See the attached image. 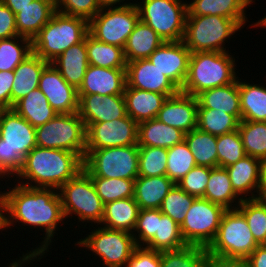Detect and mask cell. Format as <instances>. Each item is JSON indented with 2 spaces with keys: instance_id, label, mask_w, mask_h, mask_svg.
Returning <instances> with one entry per match:
<instances>
[{
  "instance_id": "obj_1",
  "label": "cell",
  "mask_w": 266,
  "mask_h": 267,
  "mask_svg": "<svg viewBox=\"0 0 266 267\" xmlns=\"http://www.w3.org/2000/svg\"><path fill=\"white\" fill-rule=\"evenodd\" d=\"M14 185L9 191L2 192V229L11 228L14 223L20 222L22 226L24 224L45 231L44 241L39 243V247L23 254L19 260L16 259L12 263V267H23L33 263L37 257V261L42 259L49 251L48 247L53 242L56 229L59 223L65 220V216L57 189Z\"/></svg>"
},
{
  "instance_id": "obj_2",
  "label": "cell",
  "mask_w": 266,
  "mask_h": 267,
  "mask_svg": "<svg viewBox=\"0 0 266 267\" xmlns=\"http://www.w3.org/2000/svg\"><path fill=\"white\" fill-rule=\"evenodd\" d=\"M83 160L79 154L67 150L36 146L24 157L23 165L16 175L19 178L17 183L58 190L83 169ZM21 179L27 181L20 182Z\"/></svg>"
},
{
  "instance_id": "obj_3",
  "label": "cell",
  "mask_w": 266,
  "mask_h": 267,
  "mask_svg": "<svg viewBox=\"0 0 266 267\" xmlns=\"http://www.w3.org/2000/svg\"><path fill=\"white\" fill-rule=\"evenodd\" d=\"M230 54L228 51L191 53L188 74L180 91L196 97L203 91L235 82L236 63Z\"/></svg>"
},
{
  "instance_id": "obj_4",
  "label": "cell",
  "mask_w": 266,
  "mask_h": 267,
  "mask_svg": "<svg viewBox=\"0 0 266 267\" xmlns=\"http://www.w3.org/2000/svg\"><path fill=\"white\" fill-rule=\"evenodd\" d=\"M87 34V19L56 12L32 39V53L51 63L69 47L82 42Z\"/></svg>"
},
{
  "instance_id": "obj_5",
  "label": "cell",
  "mask_w": 266,
  "mask_h": 267,
  "mask_svg": "<svg viewBox=\"0 0 266 267\" xmlns=\"http://www.w3.org/2000/svg\"><path fill=\"white\" fill-rule=\"evenodd\" d=\"M241 28L235 20L222 16H187L182 41L191 53L227 52L226 39Z\"/></svg>"
},
{
  "instance_id": "obj_6",
  "label": "cell",
  "mask_w": 266,
  "mask_h": 267,
  "mask_svg": "<svg viewBox=\"0 0 266 267\" xmlns=\"http://www.w3.org/2000/svg\"><path fill=\"white\" fill-rule=\"evenodd\" d=\"M65 219L74 214L78 222H90L100 225L104 203L99 197L91 177L82 169L59 189Z\"/></svg>"
},
{
  "instance_id": "obj_7",
  "label": "cell",
  "mask_w": 266,
  "mask_h": 267,
  "mask_svg": "<svg viewBox=\"0 0 266 267\" xmlns=\"http://www.w3.org/2000/svg\"><path fill=\"white\" fill-rule=\"evenodd\" d=\"M83 170L89 176L135 180L138 176V145L85 150Z\"/></svg>"
},
{
  "instance_id": "obj_8",
  "label": "cell",
  "mask_w": 266,
  "mask_h": 267,
  "mask_svg": "<svg viewBox=\"0 0 266 267\" xmlns=\"http://www.w3.org/2000/svg\"><path fill=\"white\" fill-rule=\"evenodd\" d=\"M86 126L78 112L57 114L36 127V144L42 148L61 149L85 158Z\"/></svg>"
},
{
  "instance_id": "obj_9",
  "label": "cell",
  "mask_w": 266,
  "mask_h": 267,
  "mask_svg": "<svg viewBox=\"0 0 266 267\" xmlns=\"http://www.w3.org/2000/svg\"><path fill=\"white\" fill-rule=\"evenodd\" d=\"M187 4L181 0H142L136 6L139 19L151 27L164 42H177L184 37Z\"/></svg>"
},
{
  "instance_id": "obj_10",
  "label": "cell",
  "mask_w": 266,
  "mask_h": 267,
  "mask_svg": "<svg viewBox=\"0 0 266 267\" xmlns=\"http://www.w3.org/2000/svg\"><path fill=\"white\" fill-rule=\"evenodd\" d=\"M244 215L236 209H227L217 234L207 252L225 257L246 259L258 246Z\"/></svg>"
},
{
  "instance_id": "obj_11",
  "label": "cell",
  "mask_w": 266,
  "mask_h": 267,
  "mask_svg": "<svg viewBox=\"0 0 266 267\" xmlns=\"http://www.w3.org/2000/svg\"><path fill=\"white\" fill-rule=\"evenodd\" d=\"M225 211L219 204L202 197L195 198L180 226L185 243L207 248L217 234Z\"/></svg>"
},
{
  "instance_id": "obj_12",
  "label": "cell",
  "mask_w": 266,
  "mask_h": 267,
  "mask_svg": "<svg viewBox=\"0 0 266 267\" xmlns=\"http://www.w3.org/2000/svg\"><path fill=\"white\" fill-rule=\"evenodd\" d=\"M139 20L136 5L102 8L88 21V33L98 41L124 49L130 33Z\"/></svg>"
},
{
  "instance_id": "obj_13",
  "label": "cell",
  "mask_w": 266,
  "mask_h": 267,
  "mask_svg": "<svg viewBox=\"0 0 266 267\" xmlns=\"http://www.w3.org/2000/svg\"><path fill=\"white\" fill-rule=\"evenodd\" d=\"M89 233L77 242L79 247L91 250L106 267H126L137 247L132 233L107 229L101 225Z\"/></svg>"
},
{
  "instance_id": "obj_14",
  "label": "cell",
  "mask_w": 266,
  "mask_h": 267,
  "mask_svg": "<svg viewBox=\"0 0 266 267\" xmlns=\"http://www.w3.org/2000/svg\"><path fill=\"white\" fill-rule=\"evenodd\" d=\"M0 138L9 148V175L13 178L24 157L37 146L36 128L13 109H0Z\"/></svg>"
},
{
  "instance_id": "obj_15",
  "label": "cell",
  "mask_w": 266,
  "mask_h": 267,
  "mask_svg": "<svg viewBox=\"0 0 266 267\" xmlns=\"http://www.w3.org/2000/svg\"><path fill=\"white\" fill-rule=\"evenodd\" d=\"M86 149L137 145L138 123L128 115L110 122L91 123L86 128Z\"/></svg>"
},
{
  "instance_id": "obj_16",
  "label": "cell",
  "mask_w": 266,
  "mask_h": 267,
  "mask_svg": "<svg viewBox=\"0 0 266 267\" xmlns=\"http://www.w3.org/2000/svg\"><path fill=\"white\" fill-rule=\"evenodd\" d=\"M38 88L57 114L78 112V90L67 83L51 63L42 71Z\"/></svg>"
},
{
  "instance_id": "obj_17",
  "label": "cell",
  "mask_w": 266,
  "mask_h": 267,
  "mask_svg": "<svg viewBox=\"0 0 266 267\" xmlns=\"http://www.w3.org/2000/svg\"><path fill=\"white\" fill-rule=\"evenodd\" d=\"M78 113L86 128L91 123L110 122L127 116L124 95L78 94Z\"/></svg>"
},
{
  "instance_id": "obj_18",
  "label": "cell",
  "mask_w": 266,
  "mask_h": 267,
  "mask_svg": "<svg viewBox=\"0 0 266 267\" xmlns=\"http://www.w3.org/2000/svg\"><path fill=\"white\" fill-rule=\"evenodd\" d=\"M126 86L164 94L168 97L180 91L149 59L127 62Z\"/></svg>"
},
{
  "instance_id": "obj_19",
  "label": "cell",
  "mask_w": 266,
  "mask_h": 267,
  "mask_svg": "<svg viewBox=\"0 0 266 267\" xmlns=\"http://www.w3.org/2000/svg\"><path fill=\"white\" fill-rule=\"evenodd\" d=\"M190 55L183 41L164 42L148 59L181 90L188 74Z\"/></svg>"
},
{
  "instance_id": "obj_20",
  "label": "cell",
  "mask_w": 266,
  "mask_h": 267,
  "mask_svg": "<svg viewBox=\"0 0 266 267\" xmlns=\"http://www.w3.org/2000/svg\"><path fill=\"white\" fill-rule=\"evenodd\" d=\"M156 119L183 131L185 134L197 128L198 102L196 97L179 91L164 102Z\"/></svg>"
},
{
  "instance_id": "obj_21",
  "label": "cell",
  "mask_w": 266,
  "mask_h": 267,
  "mask_svg": "<svg viewBox=\"0 0 266 267\" xmlns=\"http://www.w3.org/2000/svg\"><path fill=\"white\" fill-rule=\"evenodd\" d=\"M126 86V68L88 66L78 94L121 95Z\"/></svg>"
},
{
  "instance_id": "obj_22",
  "label": "cell",
  "mask_w": 266,
  "mask_h": 267,
  "mask_svg": "<svg viewBox=\"0 0 266 267\" xmlns=\"http://www.w3.org/2000/svg\"><path fill=\"white\" fill-rule=\"evenodd\" d=\"M57 12L55 0H34L15 14L19 36L32 40Z\"/></svg>"
},
{
  "instance_id": "obj_23",
  "label": "cell",
  "mask_w": 266,
  "mask_h": 267,
  "mask_svg": "<svg viewBox=\"0 0 266 267\" xmlns=\"http://www.w3.org/2000/svg\"><path fill=\"white\" fill-rule=\"evenodd\" d=\"M124 99L127 115L140 123L157 117L167 95L125 86Z\"/></svg>"
},
{
  "instance_id": "obj_24",
  "label": "cell",
  "mask_w": 266,
  "mask_h": 267,
  "mask_svg": "<svg viewBox=\"0 0 266 267\" xmlns=\"http://www.w3.org/2000/svg\"><path fill=\"white\" fill-rule=\"evenodd\" d=\"M253 0H193L187 4V16L217 15L235 20L241 27L247 20L246 8Z\"/></svg>"
},
{
  "instance_id": "obj_25",
  "label": "cell",
  "mask_w": 266,
  "mask_h": 267,
  "mask_svg": "<svg viewBox=\"0 0 266 267\" xmlns=\"http://www.w3.org/2000/svg\"><path fill=\"white\" fill-rule=\"evenodd\" d=\"M51 64L60 72L67 83L78 90L89 66L86 37L82 42L65 50Z\"/></svg>"
},
{
  "instance_id": "obj_26",
  "label": "cell",
  "mask_w": 266,
  "mask_h": 267,
  "mask_svg": "<svg viewBox=\"0 0 266 267\" xmlns=\"http://www.w3.org/2000/svg\"><path fill=\"white\" fill-rule=\"evenodd\" d=\"M32 53L14 69V80L11 90V109L21 98L38 88L42 71L49 65Z\"/></svg>"
},
{
  "instance_id": "obj_27",
  "label": "cell",
  "mask_w": 266,
  "mask_h": 267,
  "mask_svg": "<svg viewBox=\"0 0 266 267\" xmlns=\"http://www.w3.org/2000/svg\"><path fill=\"white\" fill-rule=\"evenodd\" d=\"M198 109H214L234 115L241 121V102L238 79L220 87H215L196 96Z\"/></svg>"
},
{
  "instance_id": "obj_28",
  "label": "cell",
  "mask_w": 266,
  "mask_h": 267,
  "mask_svg": "<svg viewBox=\"0 0 266 267\" xmlns=\"http://www.w3.org/2000/svg\"><path fill=\"white\" fill-rule=\"evenodd\" d=\"M226 170L235 193L242 200L252 199L260 185V160L247 155L226 167Z\"/></svg>"
},
{
  "instance_id": "obj_29",
  "label": "cell",
  "mask_w": 266,
  "mask_h": 267,
  "mask_svg": "<svg viewBox=\"0 0 266 267\" xmlns=\"http://www.w3.org/2000/svg\"><path fill=\"white\" fill-rule=\"evenodd\" d=\"M140 207L134 197L120 199L104 204L100 225L107 229L133 233Z\"/></svg>"
},
{
  "instance_id": "obj_30",
  "label": "cell",
  "mask_w": 266,
  "mask_h": 267,
  "mask_svg": "<svg viewBox=\"0 0 266 267\" xmlns=\"http://www.w3.org/2000/svg\"><path fill=\"white\" fill-rule=\"evenodd\" d=\"M185 140V133L168 126L158 119L138 123V147H162L168 149Z\"/></svg>"
},
{
  "instance_id": "obj_31",
  "label": "cell",
  "mask_w": 266,
  "mask_h": 267,
  "mask_svg": "<svg viewBox=\"0 0 266 267\" xmlns=\"http://www.w3.org/2000/svg\"><path fill=\"white\" fill-rule=\"evenodd\" d=\"M175 183L166 175L135 179L134 199L140 209H160L163 199Z\"/></svg>"
},
{
  "instance_id": "obj_32",
  "label": "cell",
  "mask_w": 266,
  "mask_h": 267,
  "mask_svg": "<svg viewBox=\"0 0 266 267\" xmlns=\"http://www.w3.org/2000/svg\"><path fill=\"white\" fill-rule=\"evenodd\" d=\"M163 43L164 40L151 27L139 20L124 47L126 63L139 59H148Z\"/></svg>"
},
{
  "instance_id": "obj_33",
  "label": "cell",
  "mask_w": 266,
  "mask_h": 267,
  "mask_svg": "<svg viewBox=\"0 0 266 267\" xmlns=\"http://www.w3.org/2000/svg\"><path fill=\"white\" fill-rule=\"evenodd\" d=\"M12 109L35 128L44 125L57 115L39 88L17 101Z\"/></svg>"
},
{
  "instance_id": "obj_34",
  "label": "cell",
  "mask_w": 266,
  "mask_h": 267,
  "mask_svg": "<svg viewBox=\"0 0 266 267\" xmlns=\"http://www.w3.org/2000/svg\"><path fill=\"white\" fill-rule=\"evenodd\" d=\"M202 198L219 204L226 210L236 209V206L242 202V199L233 190L229 174L223 167L210 168V177Z\"/></svg>"
},
{
  "instance_id": "obj_35",
  "label": "cell",
  "mask_w": 266,
  "mask_h": 267,
  "mask_svg": "<svg viewBox=\"0 0 266 267\" xmlns=\"http://www.w3.org/2000/svg\"><path fill=\"white\" fill-rule=\"evenodd\" d=\"M238 78L241 120L266 122V87Z\"/></svg>"
},
{
  "instance_id": "obj_36",
  "label": "cell",
  "mask_w": 266,
  "mask_h": 267,
  "mask_svg": "<svg viewBox=\"0 0 266 267\" xmlns=\"http://www.w3.org/2000/svg\"><path fill=\"white\" fill-rule=\"evenodd\" d=\"M88 63L103 68H126L124 49L98 41L89 33L86 35Z\"/></svg>"
},
{
  "instance_id": "obj_37",
  "label": "cell",
  "mask_w": 266,
  "mask_h": 267,
  "mask_svg": "<svg viewBox=\"0 0 266 267\" xmlns=\"http://www.w3.org/2000/svg\"><path fill=\"white\" fill-rule=\"evenodd\" d=\"M185 142L197 166L218 167L217 136L196 128L185 134Z\"/></svg>"
},
{
  "instance_id": "obj_38",
  "label": "cell",
  "mask_w": 266,
  "mask_h": 267,
  "mask_svg": "<svg viewBox=\"0 0 266 267\" xmlns=\"http://www.w3.org/2000/svg\"><path fill=\"white\" fill-rule=\"evenodd\" d=\"M187 246L185 243L180 226L169 216L162 215L158 219L157 231L154 237L145 247L156 251L178 250Z\"/></svg>"
},
{
  "instance_id": "obj_39",
  "label": "cell",
  "mask_w": 266,
  "mask_h": 267,
  "mask_svg": "<svg viewBox=\"0 0 266 267\" xmlns=\"http://www.w3.org/2000/svg\"><path fill=\"white\" fill-rule=\"evenodd\" d=\"M32 54V40L23 36L0 39V71L14 70Z\"/></svg>"
},
{
  "instance_id": "obj_40",
  "label": "cell",
  "mask_w": 266,
  "mask_h": 267,
  "mask_svg": "<svg viewBox=\"0 0 266 267\" xmlns=\"http://www.w3.org/2000/svg\"><path fill=\"white\" fill-rule=\"evenodd\" d=\"M238 131L246 155L259 160L266 157V122L241 120Z\"/></svg>"
},
{
  "instance_id": "obj_41",
  "label": "cell",
  "mask_w": 266,
  "mask_h": 267,
  "mask_svg": "<svg viewBox=\"0 0 266 267\" xmlns=\"http://www.w3.org/2000/svg\"><path fill=\"white\" fill-rule=\"evenodd\" d=\"M239 120L234 116L214 109H198L197 128L219 136L238 130Z\"/></svg>"
},
{
  "instance_id": "obj_42",
  "label": "cell",
  "mask_w": 266,
  "mask_h": 267,
  "mask_svg": "<svg viewBox=\"0 0 266 267\" xmlns=\"http://www.w3.org/2000/svg\"><path fill=\"white\" fill-rule=\"evenodd\" d=\"M207 250L187 245L178 250L161 251V267H207Z\"/></svg>"
},
{
  "instance_id": "obj_43",
  "label": "cell",
  "mask_w": 266,
  "mask_h": 267,
  "mask_svg": "<svg viewBox=\"0 0 266 267\" xmlns=\"http://www.w3.org/2000/svg\"><path fill=\"white\" fill-rule=\"evenodd\" d=\"M167 152L166 176L177 184L197 164L185 140L169 147Z\"/></svg>"
},
{
  "instance_id": "obj_44",
  "label": "cell",
  "mask_w": 266,
  "mask_h": 267,
  "mask_svg": "<svg viewBox=\"0 0 266 267\" xmlns=\"http://www.w3.org/2000/svg\"><path fill=\"white\" fill-rule=\"evenodd\" d=\"M97 194L104 204L134 197L135 180L90 176Z\"/></svg>"
},
{
  "instance_id": "obj_45",
  "label": "cell",
  "mask_w": 266,
  "mask_h": 267,
  "mask_svg": "<svg viewBox=\"0 0 266 267\" xmlns=\"http://www.w3.org/2000/svg\"><path fill=\"white\" fill-rule=\"evenodd\" d=\"M168 152L162 147H139V176L166 175Z\"/></svg>"
},
{
  "instance_id": "obj_46",
  "label": "cell",
  "mask_w": 266,
  "mask_h": 267,
  "mask_svg": "<svg viewBox=\"0 0 266 267\" xmlns=\"http://www.w3.org/2000/svg\"><path fill=\"white\" fill-rule=\"evenodd\" d=\"M218 167L226 168L246 155L238 130L217 136Z\"/></svg>"
},
{
  "instance_id": "obj_47",
  "label": "cell",
  "mask_w": 266,
  "mask_h": 267,
  "mask_svg": "<svg viewBox=\"0 0 266 267\" xmlns=\"http://www.w3.org/2000/svg\"><path fill=\"white\" fill-rule=\"evenodd\" d=\"M195 198L175 184L163 199L160 211L181 226Z\"/></svg>"
},
{
  "instance_id": "obj_48",
  "label": "cell",
  "mask_w": 266,
  "mask_h": 267,
  "mask_svg": "<svg viewBox=\"0 0 266 267\" xmlns=\"http://www.w3.org/2000/svg\"><path fill=\"white\" fill-rule=\"evenodd\" d=\"M237 209L247 220L255 241L261 245L266 238V208L258 206L251 199H243Z\"/></svg>"
},
{
  "instance_id": "obj_49",
  "label": "cell",
  "mask_w": 266,
  "mask_h": 267,
  "mask_svg": "<svg viewBox=\"0 0 266 267\" xmlns=\"http://www.w3.org/2000/svg\"><path fill=\"white\" fill-rule=\"evenodd\" d=\"M162 215L163 213L160 209H140L135 229L132 233L137 246H145L154 237L157 231L158 219Z\"/></svg>"
},
{
  "instance_id": "obj_50",
  "label": "cell",
  "mask_w": 266,
  "mask_h": 267,
  "mask_svg": "<svg viewBox=\"0 0 266 267\" xmlns=\"http://www.w3.org/2000/svg\"><path fill=\"white\" fill-rule=\"evenodd\" d=\"M210 177V167L195 166L177 185L189 195L203 197Z\"/></svg>"
},
{
  "instance_id": "obj_51",
  "label": "cell",
  "mask_w": 266,
  "mask_h": 267,
  "mask_svg": "<svg viewBox=\"0 0 266 267\" xmlns=\"http://www.w3.org/2000/svg\"><path fill=\"white\" fill-rule=\"evenodd\" d=\"M55 4L57 12L88 21L101 10L97 0H55Z\"/></svg>"
},
{
  "instance_id": "obj_52",
  "label": "cell",
  "mask_w": 266,
  "mask_h": 267,
  "mask_svg": "<svg viewBox=\"0 0 266 267\" xmlns=\"http://www.w3.org/2000/svg\"><path fill=\"white\" fill-rule=\"evenodd\" d=\"M126 267H161V252L137 246Z\"/></svg>"
},
{
  "instance_id": "obj_53",
  "label": "cell",
  "mask_w": 266,
  "mask_h": 267,
  "mask_svg": "<svg viewBox=\"0 0 266 267\" xmlns=\"http://www.w3.org/2000/svg\"><path fill=\"white\" fill-rule=\"evenodd\" d=\"M17 35L15 14L0 0V39H8Z\"/></svg>"
},
{
  "instance_id": "obj_54",
  "label": "cell",
  "mask_w": 266,
  "mask_h": 267,
  "mask_svg": "<svg viewBox=\"0 0 266 267\" xmlns=\"http://www.w3.org/2000/svg\"><path fill=\"white\" fill-rule=\"evenodd\" d=\"M14 70L0 71V109H11V90Z\"/></svg>"
},
{
  "instance_id": "obj_55",
  "label": "cell",
  "mask_w": 266,
  "mask_h": 267,
  "mask_svg": "<svg viewBox=\"0 0 266 267\" xmlns=\"http://www.w3.org/2000/svg\"><path fill=\"white\" fill-rule=\"evenodd\" d=\"M207 267H248L247 260L244 258H234L216 255L207 252Z\"/></svg>"
},
{
  "instance_id": "obj_56",
  "label": "cell",
  "mask_w": 266,
  "mask_h": 267,
  "mask_svg": "<svg viewBox=\"0 0 266 267\" xmlns=\"http://www.w3.org/2000/svg\"><path fill=\"white\" fill-rule=\"evenodd\" d=\"M246 260L248 267H266V248L258 245Z\"/></svg>"
},
{
  "instance_id": "obj_57",
  "label": "cell",
  "mask_w": 266,
  "mask_h": 267,
  "mask_svg": "<svg viewBox=\"0 0 266 267\" xmlns=\"http://www.w3.org/2000/svg\"><path fill=\"white\" fill-rule=\"evenodd\" d=\"M9 176V148L0 138V178Z\"/></svg>"
},
{
  "instance_id": "obj_58",
  "label": "cell",
  "mask_w": 266,
  "mask_h": 267,
  "mask_svg": "<svg viewBox=\"0 0 266 267\" xmlns=\"http://www.w3.org/2000/svg\"><path fill=\"white\" fill-rule=\"evenodd\" d=\"M255 195L252 197L258 206L266 208V184L260 183L259 187L255 190Z\"/></svg>"
},
{
  "instance_id": "obj_59",
  "label": "cell",
  "mask_w": 266,
  "mask_h": 267,
  "mask_svg": "<svg viewBox=\"0 0 266 267\" xmlns=\"http://www.w3.org/2000/svg\"><path fill=\"white\" fill-rule=\"evenodd\" d=\"M7 7H9L14 14L18 13L20 9L27 6L34 0H1Z\"/></svg>"
},
{
  "instance_id": "obj_60",
  "label": "cell",
  "mask_w": 266,
  "mask_h": 267,
  "mask_svg": "<svg viewBox=\"0 0 266 267\" xmlns=\"http://www.w3.org/2000/svg\"><path fill=\"white\" fill-rule=\"evenodd\" d=\"M100 8H107V7H116L115 5H119V7H130L136 5L137 3H126L125 0H97ZM122 2V4H120ZM124 2V3H123Z\"/></svg>"
},
{
  "instance_id": "obj_61",
  "label": "cell",
  "mask_w": 266,
  "mask_h": 267,
  "mask_svg": "<svg viewBox=\"0 0 266 267\" xmlns=\"http://www.w3.org/2000/svg\"><path fill=\"white\" fill-rule=\"evenodd\" d=\"M260 183L266 184V157L260 160Z\"/></svg>"
},
{
  "instance_id": "obj_62",
  "label": "cell",
  "mask_w": 266,
  "mask_h": 267,
  "mask_svg": "<svg viewBox=\"0 0 266 267\" xmlns=\"http://www.w3.org/2000/svg\"><path fill=\"white\" fill-rule=\"evenodd\" d=\"M2 191L0 192V230H2V212H1V207H2Z\"/></svg>"
},
{
  "instance_id": "obj_63",
  "label": "cell",
  "mask_w": 266,
  "mask_h": 267,
  "mask_svg": "<svg viewBox=\"0 0 266 267\" xmlns=\"http://www.w3.org/2000/svg\"><path fill=\"white\" fill-rule=\"evenodd\" d=\"M263 247H265L266 248V238H265V240L262 242V244H261Z\"/></svg>"
}]
</instances>
